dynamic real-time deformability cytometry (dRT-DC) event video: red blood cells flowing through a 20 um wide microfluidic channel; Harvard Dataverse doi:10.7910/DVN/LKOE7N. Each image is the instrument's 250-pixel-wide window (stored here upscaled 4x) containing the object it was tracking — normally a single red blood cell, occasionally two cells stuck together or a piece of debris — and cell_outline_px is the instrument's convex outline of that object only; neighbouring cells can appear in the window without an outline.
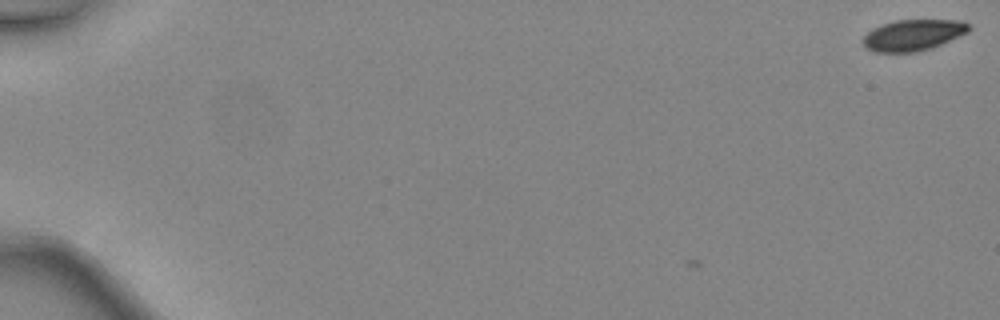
{"species": "common noctule bat (a hibernating species)", "species_latin": "Nyctalus noctula", "temperature_condition": "warm", "stored_images_in_passage": 2, "camera_frame_rate_fps": 3000, "um_per_image_px": 0.085, "animal": {"sex": "female", "body_mass_g": 24.6, "forearm_length_mm": 56.2}, "frame": {"image": 1, "passage_image": 2, "time_ms": 0.333, "image_size_px": [1000, 320], "cell_outline_px": [[972, 28], [968, 32], [932, 48], [916, 52], [876, 52], [868, 48], [860, 40], [872, 28], [880, 24], [896, 20], [956, 20], [968, 24]], "centroid_in_image_um": [77.59, 2.98], "position_along_channel_um": 7.4, "area_um2": 19.19}}